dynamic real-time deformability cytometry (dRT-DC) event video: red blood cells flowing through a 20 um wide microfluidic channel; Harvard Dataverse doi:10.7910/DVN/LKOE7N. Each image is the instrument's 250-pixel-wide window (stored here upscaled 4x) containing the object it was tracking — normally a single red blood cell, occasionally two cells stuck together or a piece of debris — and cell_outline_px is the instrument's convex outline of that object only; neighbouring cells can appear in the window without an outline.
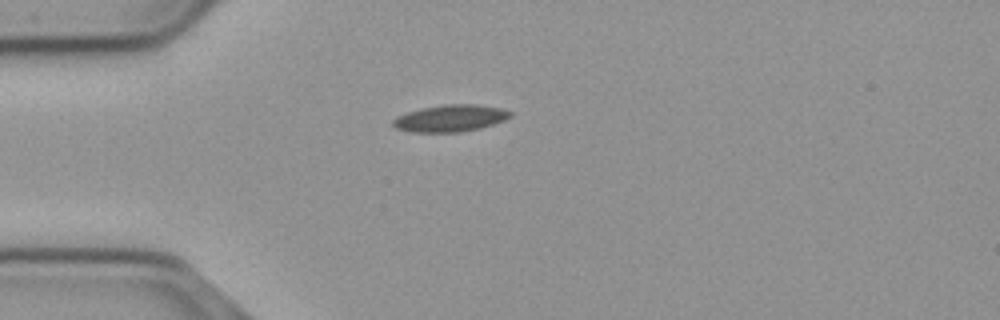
{"species": "common noctule bat (a hibernating species)", "species_latin": "Nyctalus noctula", "temperature_condition": "cold", "stored_images_in_passage": 42, "camera_frame_rate_fps": 3000, "um_per_image_px": 0.085, "animal": {"sex": "male", "body_mass_g": 23.1, "forearm_length_mm": 52.7}, "frame": {"image": 1, "passage_image": 1, "time_ms": 0.0, "image_size_px": [1000, 320], "cell_outline_px": [[512, 116], [504, 120], [480, 128], [460, 132], [412, 132], [396, 128], [392, 124], [392, 120], [396, 116], [408, 112], [424, 108], [444, 104], [472, 104], [500, 108], [512, 112]], "centroid_in_image_um": [38.26, 10.05], "position_along_channel_um": 46.7, "area_um2": 18.21}}
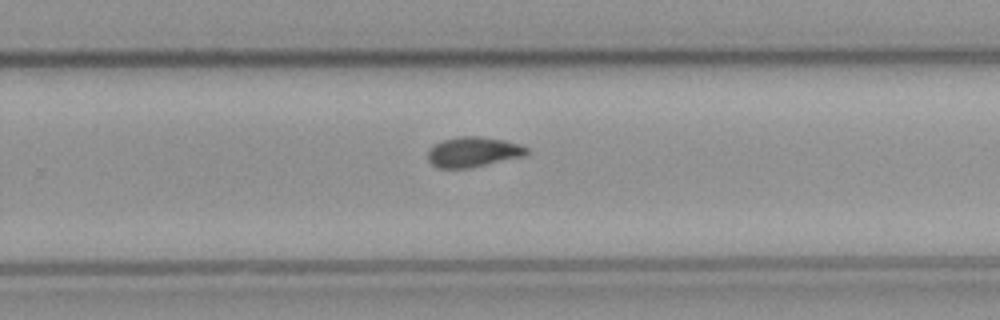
{"frame": {"image": 2, "passage_image": 22, "time_ms": 7.0, "image_size_px": [1000, 320], "cell_outline_px": [[528, 152], [524, 156], [472, 168], [440, 168], [432, 164], [428, 160], [428, 148], [432, 144], [440, 140], [460, 136], [480, 136], [504, 140], [520, 144], [528, 148]], "centroid_in_image_um": [40.2, 12.91], "position_along_channel_um": 289.6, "area_um2": 17.63}}
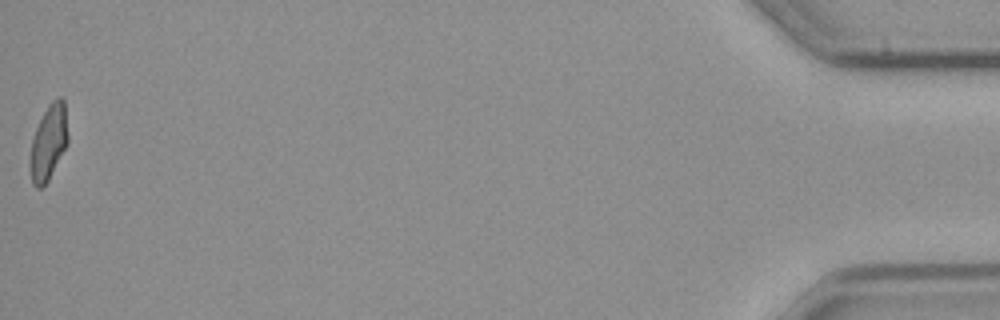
{"frame": {"image": 3, "passage_image": 42, "time_ms": 13.667, "image_size_px": [1000, 320], "cell_outline_px": [[68, 144], [48, 180], [40, 188], [36, 188], [32, 184], [32, 140], [36, 128], [48, 104], [56, 96], [60, 96], [64, 100], [68, 136]], "centroid_in_image_um": [4.17, 12.04], "position_along_channel_um": 431.0, "area_um2": 16.13}, "authors_computed_cell_mechanics": {"area_um2": 17.2244, "velocity_mm_per_s": 3.69, "shape_relaxation_time_tau1_ms": 8.9997, "shape_relaxation_time_tau2_ms": 6.1234, "deformation_change_tau1": 0.19, "deformation_change_tau2": 0.099}}